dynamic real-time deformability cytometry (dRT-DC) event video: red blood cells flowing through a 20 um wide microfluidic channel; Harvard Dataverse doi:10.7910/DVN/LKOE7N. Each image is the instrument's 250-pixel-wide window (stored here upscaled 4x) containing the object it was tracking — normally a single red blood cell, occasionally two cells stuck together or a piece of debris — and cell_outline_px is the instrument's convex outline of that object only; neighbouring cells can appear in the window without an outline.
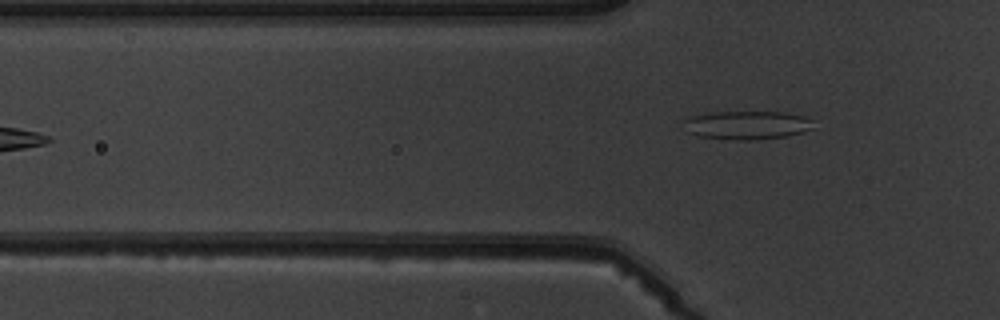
{"species": "common noctule bat (a hibernating species)", "species_latin": "Nyctalus noctula", "temperature_condition": "warm", "stored_images_in_passage": 7, "camera_frame_rate_fps": 3000, "um_per_image_px": 0.085, "animal": {"sex": "male", "body_mass_g": 19.5, "forearm_length_mm": 54.6}, "frame": {"image": 1, "passage_image": 7, "time_ms": 8.0, "image_size_px": [1000, 320], "cell_outline_px": [[812, 128], [800, 132], [784, 136], [748, 140], [736, 140], [700, 136], [688, 132], [684, 120], [688, 116], [712, 112], [784, 112], [804, 116], [812, 120]], "centroid_in_image_um": [63.47, 10.62], "position_along_channel_um": 62.3, "area_um2": 21.21}}